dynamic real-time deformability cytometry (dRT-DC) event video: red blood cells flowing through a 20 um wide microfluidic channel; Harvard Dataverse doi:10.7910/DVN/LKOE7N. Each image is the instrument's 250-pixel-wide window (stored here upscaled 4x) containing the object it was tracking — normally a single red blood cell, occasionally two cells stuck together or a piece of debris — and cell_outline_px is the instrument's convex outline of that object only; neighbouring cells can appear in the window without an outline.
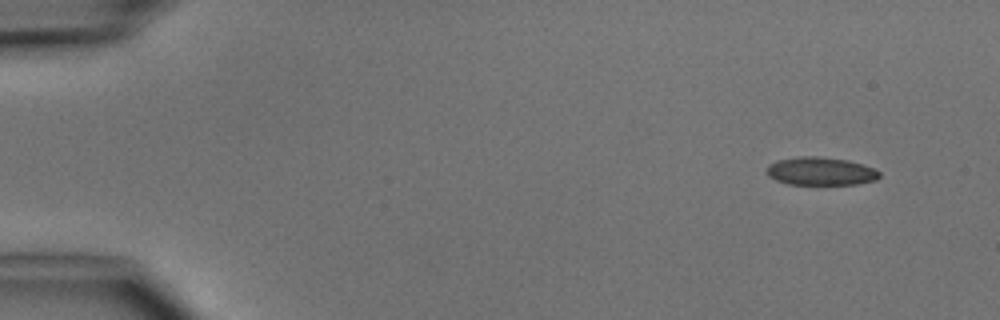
{"species": "common noctule bat (a hibernating species)", "species_latin": "Nyctalus noctula", "temperature_condition": "cold", "stored_images_in_passage": 4, "camera_frame_rate_fps": 3000, "um_per_image_px": 0.085, "animal": {"sex": "male", "body_mass_g": 15.6}, "frame": {"image": 1, "passage_image": 1, "time_ms": 0.0, "image_size_px": [1000, 320], "cell_outline_px": [[880, 176], [876, 180], [856, 184], [788, 184], [776, 180], [768, 176], [764, 172], [768, 164], [776, 160], [800, 156], [820, 156], [848, 160], [864, 164], [876, 168], [880, 172]], "centroid_in_image_um": [69.74, 14.54], "position_along_channel_um": 15.3, "area_um2": 18.79}}
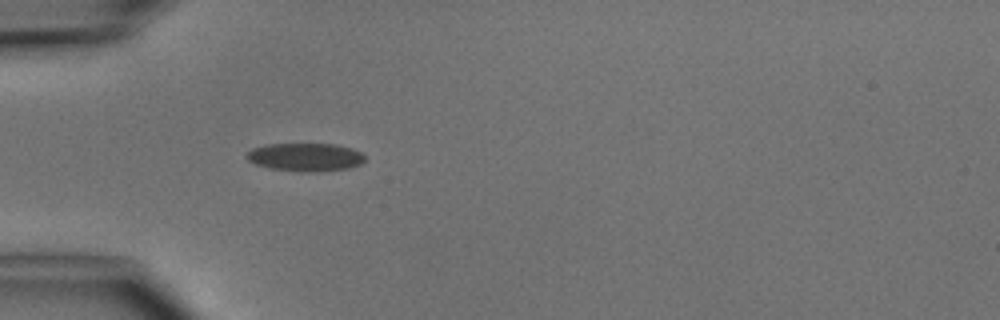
{"frame": {"image": 2, "passage_image": 4, "time_ms": 3.667, "image_size_px": [1000, 320], "cell_outline_px": [[364, 160], [360, 164], [348, 168], [320, 172], [304, 172], [272, 168], [256, 164], [248, 160], [248, 152], [252, 148], [268, 144], [336, 144], [352, 148], [360, 152], [364, 156]], "centroid_in_image_um": [25.99, 13.35], "position_along_channel_um": 59.0, "area_um2": 19.25}}